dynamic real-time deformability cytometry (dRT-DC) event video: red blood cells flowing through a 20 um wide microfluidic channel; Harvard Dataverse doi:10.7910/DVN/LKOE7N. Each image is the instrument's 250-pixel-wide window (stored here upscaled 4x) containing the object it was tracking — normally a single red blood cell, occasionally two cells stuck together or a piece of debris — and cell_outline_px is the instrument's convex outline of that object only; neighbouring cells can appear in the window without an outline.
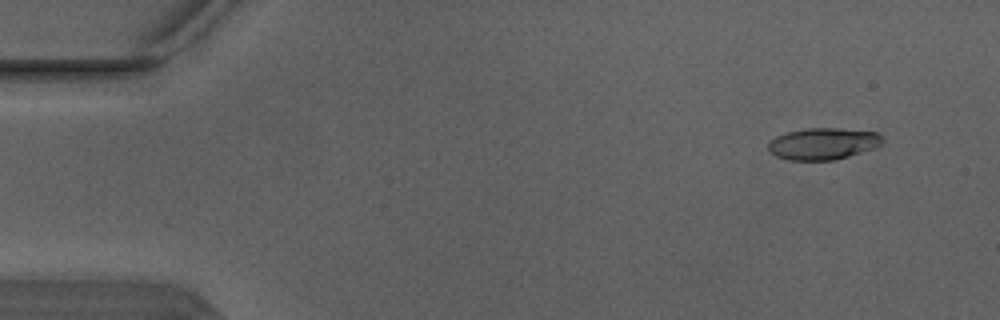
{"species": "Egyptian fruit bat (a non-hibernating species)", "species_latin": "Rousettus aegyptiacus", "temperature_condition": "warm", "stored_images_in_passage": 4, "camera_frame_rate_fps": 3000, "um_per_image_px": 0.085, "animal": {"sex": "male"}, "frame": {"image": 1, "passage_image": 1, "time_ms": 0.0, "image_size_px": [1000, 320], "cell_outline_px": [[884, 140], [880, 144], [872, 148], [836, 160], [788, 160], [776, 156], [768, 152], [768, 140], [784, 132], [808, 128], [840, 128], [876, 132]], "centroid_in_image_um": [69.88, 12.21], "position_along_channel_um": 15.1, "area_um2": 21.15}}
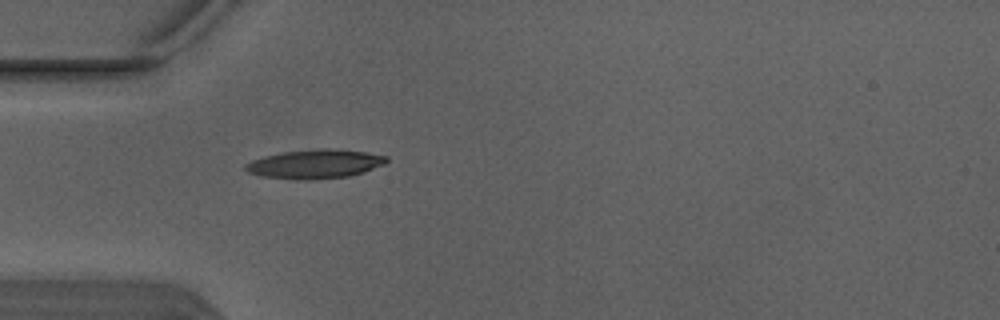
{"frame": {"image": 2, "passage_image": 4, "time_ms": 1.0, "image_size_px": [1000, 320], "cell_outline_px": [[388, 160], [384, 164], [364, 172], [348, 176], [264, 176], [248, 172], [244, 168], [244, 164], [252, 160], [264, 156], [284, 152], [324, 148], [328, 148], [364, 152], [388, 156]], "centroid_in_image_um": [26.83, 13.87], "position_along_channel_um": 58.2, "area_um2": 22.25}}